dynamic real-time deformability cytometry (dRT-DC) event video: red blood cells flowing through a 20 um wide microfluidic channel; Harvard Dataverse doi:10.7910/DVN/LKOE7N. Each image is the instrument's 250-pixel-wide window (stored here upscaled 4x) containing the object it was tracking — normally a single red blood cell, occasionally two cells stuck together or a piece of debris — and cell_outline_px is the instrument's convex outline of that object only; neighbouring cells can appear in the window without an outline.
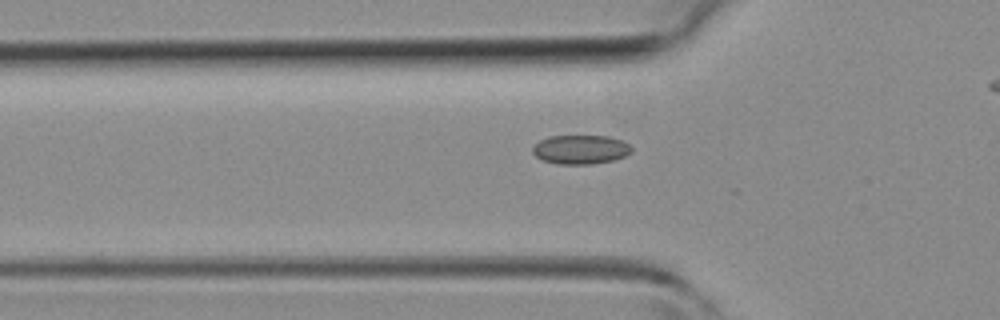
{"species": "common noctule bat (a hibernating species)", "species_latin": "Nyctalus noctula", "temperature_condition": "room temperature", "stored_images_in_passage": 19, "camera_frame_rate_fps": 3000, "um_per_image_px": 0.085, "animal": {"sex": "female", "body_mass_g": 19.3, "forearm_length_mm": 54.1}, "frame": {"image": 1, "passage_image": 13, "time_ms": 4.0, "image_size_px": [1000, 320], "cell_outline_px": [[632, 152], [624, 156], [612, 160], [592, 164], [556, 164], [544, 160], [536, 156], [532, 152], [532, 148], [540, 140], [548, 136], [608, 136], [624, 140], [632, 148]], "centroid_in_image_um": [49.36, 12.7], "position_along_channel_um": 76.4, "area_um2": 16.76}}
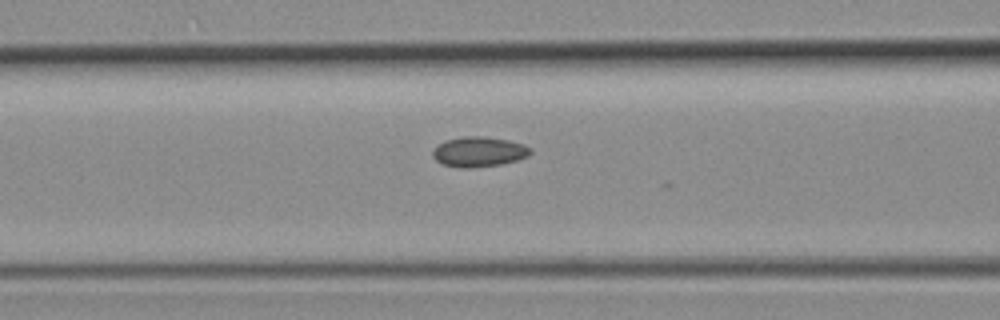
{"frame": {"image": 2, "passage_image": 16, "time_ms": 5.0, "image_size_px": [1000, 320], "cell_outline_px": [[532, 152], [528, 156], [516, 160], [500, 164], [472, 168], [460, 168], [444, 164], [436, 160], [432, 156], [432, 152], [444, 140], [464, 136], [484, 136], [508, 140], [524, 144], [532, 148]], "centroid_in_image_um": [40.72, 12.89], "position_along_channel_um": 125.9, "area_um2": 17.11}}
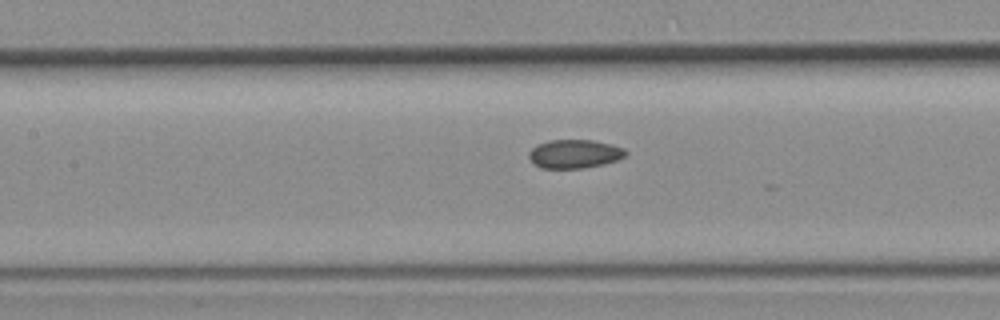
{"frame": {"image": 3, "passage_image": 18, "time_ms": 5.667, "image_size_px": [1000, 320], "cell_outline_px": [[628, 152], [624, 156], [616, 160], [604, 164], [584, 168], [540, 168], [532, 164], [528, 156], [528, 152], [532, 148], [548, 140], [592, 140], [612, 144], [624, 148]], "centroid_in_image_um": [48.81, 13.08], "position_along_channel_um": 158.6, "area_um2": 16.24}}